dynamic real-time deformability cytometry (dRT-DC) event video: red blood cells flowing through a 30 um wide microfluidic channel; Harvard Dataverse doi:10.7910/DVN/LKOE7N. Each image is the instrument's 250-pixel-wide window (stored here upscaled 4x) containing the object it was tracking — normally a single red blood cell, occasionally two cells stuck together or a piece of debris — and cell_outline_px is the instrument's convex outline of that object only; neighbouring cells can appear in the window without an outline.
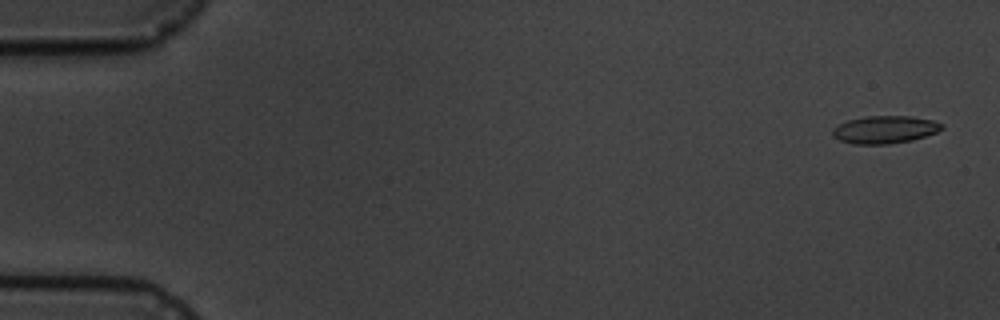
{"species": "common noctule bat (a hibernating species)", "species_latin": "Nyctalus noctula", "temperature_condition": "cold", "stored_images_in_passage": 6, "camera_frame_rate_fps": 3000, "um_per_image_px": 0.085, "animal": {"sex": "male", "body_mass_g": 19.5, "forearm_length_mm": 54.6}, "frame": {"image": 1, "passage_image": 1, "time_ms": 0.0, "image_size_px": [1000, 320], "cell_outline_px": [[944, 128], [936, 132], [912, 140], [888, 144], [852, 144], [840, 140], [832, 136], [832, 128], [848, 120], [868, 116], [912, 116], [932, 120], [944, 124]], "centroid_in_image_um": [75.21, 11.01], "position_along_channel_um": 9.8, "area_um2": 17.57}}
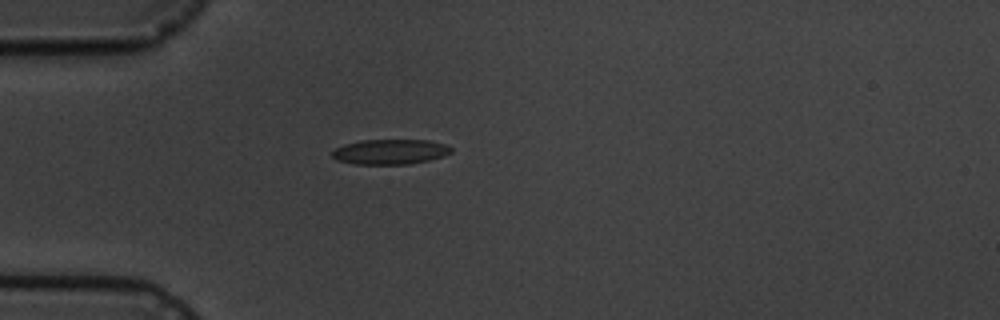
{"frame": {"image": 2, "passage_image": 5, "time_ms": 4.667, "image_size_px": [1000, 320], "cell_outline_px": [[452, 152], [444, 156], [428, 160], [408, 164], [352, 164], [336, 160], [332, 156], [332, 152], [336, 148], [344, 144], [360, 140], [428, 140], [444, 144], [452, 148]], "centroid_in_image_um": [33.14, 12.9], "position_along_channel_um": 51.9, "area_um2": 17.4}}